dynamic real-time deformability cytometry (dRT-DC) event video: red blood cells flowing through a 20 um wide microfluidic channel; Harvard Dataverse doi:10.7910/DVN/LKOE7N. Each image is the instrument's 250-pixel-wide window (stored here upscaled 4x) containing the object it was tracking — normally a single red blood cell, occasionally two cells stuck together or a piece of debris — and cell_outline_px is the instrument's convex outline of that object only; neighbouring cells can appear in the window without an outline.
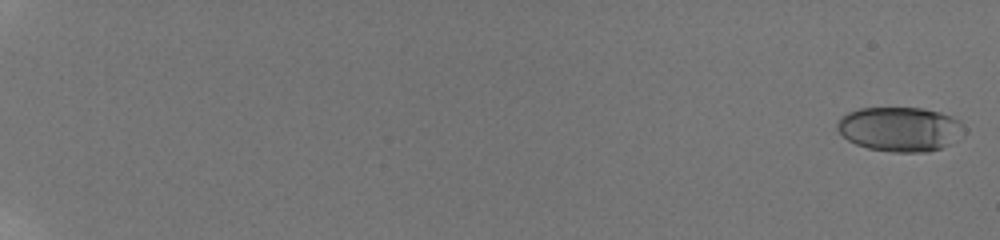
{"species": "human", "species_latin": "Homo sapiens", "temperature_condition": "room temperature", "stored_images_in_passage": 60, "camera_frame_rate_fps": 3000, "um_per_image_px": 0.085, "donor": {"sex": "male"}, "frame": {"image": 1, "passage_image": 2, "time_ms": 0.333, "image_size_px": [1000, 240], "cell_outline_px": [[968, 128], [964, 132], [948, 144], [940, 148], [928, 152], [892, 152], [868, 148], [856, 144], [848, 140], [836, 128], [836, 120], [840, 116], [848, 112], [860, 108], [924, 108], [940, 112], [960, 120]], "centroid_in_image_um": [76.49, 10.96], "position_along_channel_um": 8.5, "area_um2": 33.06}}
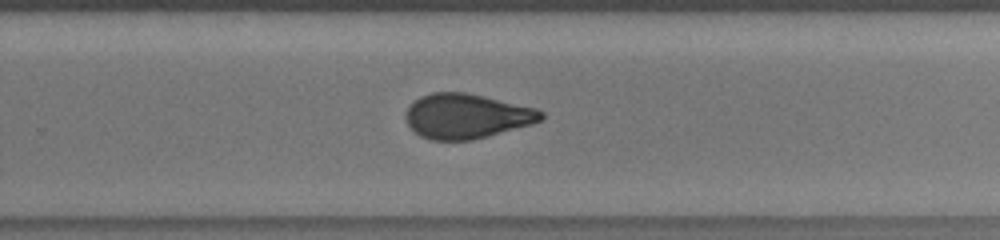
{"frame": {"image": 2, "passage_image": 44, "time_ms": 14.333, "image_size_px": [1000, 240], "cell_outline_px": [[544, 116], [540, 120], [532, 124], [488, 136], [472, 140], [432, 140], [420, 136], [408, 124], [404, 116], [408, 108], [420, 96], [432, 92], [464, 92], [536, 108], [544, 112]], "centroid_in_image_um": [39.65, 9.87], "position_along_channel_um": 290.1, "area_um2": 35.03}}
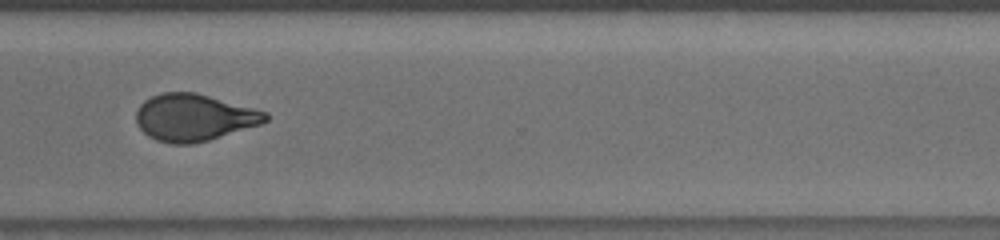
{"frame": {"image": 3, "passage_image": 49, "time_ms": 16.0, "image_size_px": [1000, 240], "cell_outline_px": [[268, 120], [260, 124], [208, 140], [192, 144], [172, 144], [156, 140], [148, 136], [136, 124], [136, 112], [140, 104], [144, 100], [160, 92], [196, 92], [268, 112]], "centroid_in_image_um": [16.46, 9.98], "position_along_channel_um": 354.1, "area_um2": 35.37}, "authors_computed_cell_mechanics": {"area_um2": 34.5355, "velocity_mm_per_s": 3.8336, "shape_relaxation_time_tau1_ms": 8.8377, "shape_relaxation_time_tau2_ms": 1.4344, "deformation_change_tau1": 0.2364, "deformation_change_tau2": 0.0713}}